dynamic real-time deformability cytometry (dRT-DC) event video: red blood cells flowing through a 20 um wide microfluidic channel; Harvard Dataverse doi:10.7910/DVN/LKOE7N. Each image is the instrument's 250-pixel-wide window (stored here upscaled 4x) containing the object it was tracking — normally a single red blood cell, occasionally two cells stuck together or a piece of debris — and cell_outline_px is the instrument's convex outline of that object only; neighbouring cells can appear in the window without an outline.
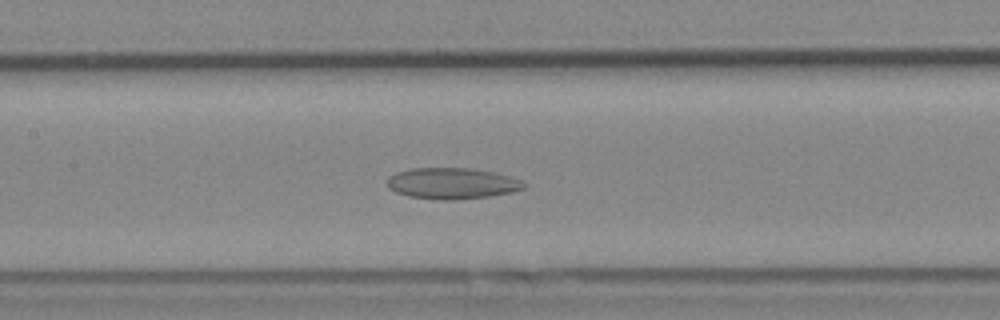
{"species": "Egyptian fruit bat (a non-hibernating species)", "species_latin": "Rousettus aegyptiacus", "temperature_condition": "cold", "stored_images_in_passage": 54, "camera_frame_rate_fps": 3000, "um_per_image_px": 0.085, "animal": {"sex": "female"}, "frame": {"image": 1, "passage_image": 26, "time_ms": 8.333, "image_size_px": [1000, 320], "cell_outline_px": [[524, 188], [512, 192], [488, 196], [452, 200], [444, 200], [408, 196], [396, 192], [388, 188], [388, 176], [396, 172], [412, 168], [472, 168], [492, 172], [508, 176], [520, 180], [524, 184]], "centroid_in_image_um": [38.38, 15.58], "position_along_channel_um": 169.0, "area_um2": 24.57}}
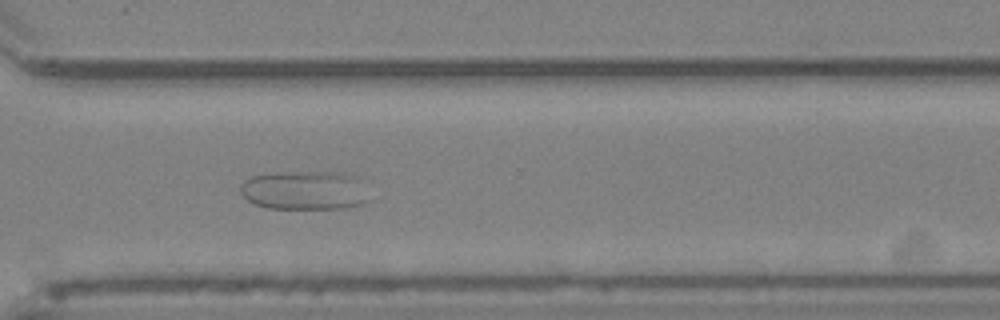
{"frame": {"image": 2, "passage_image": 40, "time_ms": 13.0, "image_size_px": [1000, 320], "cell_outline_px": [[372, 200], [364, 204], [344, 208], [268, 208], [252, 204], [240, 192], [240, 184], [244, 180], [252, 176], [292, 172], [336, 172], [356, 176], [360, 180]], "centroid_in_image_um": [25.93, 16.19], "position_along_channel_um": 344.7, "area_um2": 29.36}}
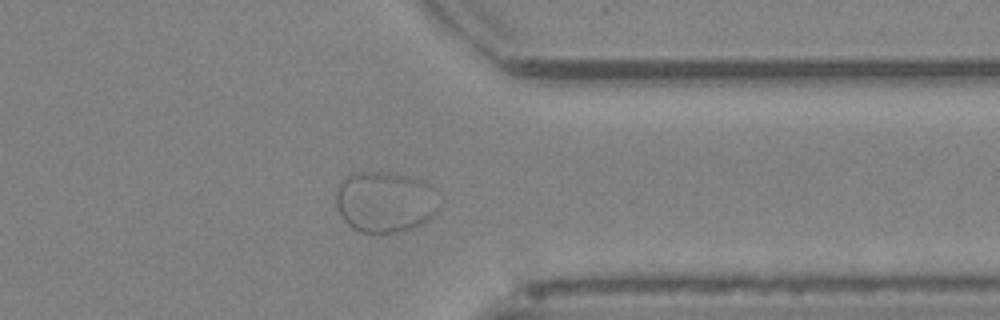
{"frame": {"image": 3, "passage_image": 43, "time_ms": 14.0, "image_size_px": [1000, 320], "cell_outline_px": [[436, 212], [428, 220], [412, 228], [400, 232], [360, 232], [352, 228], [344, 220], [336, 204], [336, 184], [344, 176], [352, 172], [392, 172], [424, 180], [432, 188], [436, 208]], "centroid_in_image_um": [32.65, 17.13], "position_along_channel_um": 378.7, "area_um2": 36.65}}